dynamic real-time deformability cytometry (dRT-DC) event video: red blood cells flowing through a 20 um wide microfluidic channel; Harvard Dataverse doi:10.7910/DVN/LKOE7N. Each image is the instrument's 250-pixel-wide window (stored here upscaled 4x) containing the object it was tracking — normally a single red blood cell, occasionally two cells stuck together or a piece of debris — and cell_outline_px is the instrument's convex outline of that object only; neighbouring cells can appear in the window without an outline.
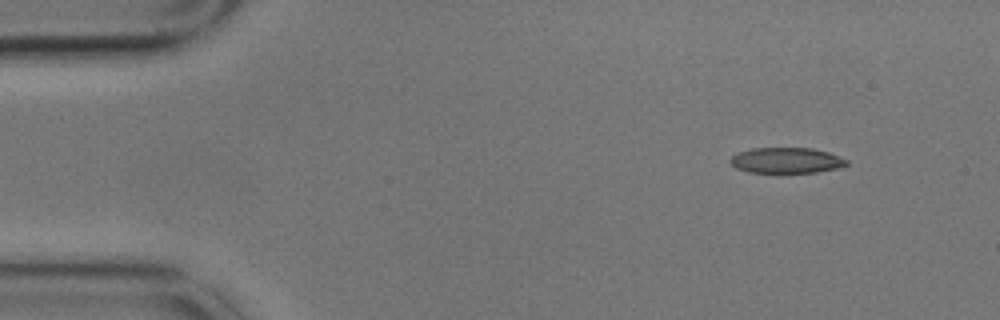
{"species": "common noctule bat (a hibernating species)", "species_latin": "Nyctalus noctula", "temperature_condition": "cold", "stored_images_in_passage": 5, "camera_frame_rate_fps": 3000, "um_per_image_px": 0.085, "animal": {"sex": "male", "body_mass_g": 17.9}, "frame": {"image": 1, "passage_image": 1, "time_ms": 0.0, "image_size_px": [1000, 320], "cell_outline_px": [[848, 164], [836, 168], [816, 172], [748, 172], [736, 168], [728, 160], [732, 156], [740, 152], [752, 148], [812, 148], [828, 152], [848, 160]], "centroid_in_image_um": [66.83, 13.63], "position_along_channel_um": 18.2, "area_um2": 17.17}}